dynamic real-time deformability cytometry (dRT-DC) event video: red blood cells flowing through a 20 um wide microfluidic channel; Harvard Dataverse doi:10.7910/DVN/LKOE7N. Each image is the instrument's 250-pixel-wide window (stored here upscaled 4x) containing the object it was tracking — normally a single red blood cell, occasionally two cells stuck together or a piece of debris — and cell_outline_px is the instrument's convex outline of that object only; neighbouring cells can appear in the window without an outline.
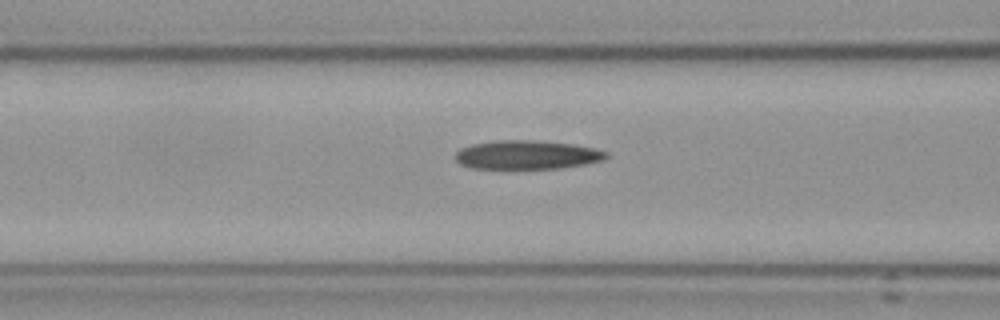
{"species": "Egyptian fruit bat (a non-hibernating species)", "species_latin": "Rousettus aegyptiacus", "temperature_condition": "cold", "stored_images_in_passage": 4, "camera_frame_rate_fps": 3000, "um_per_image_px": 0.085, "frame": {"image": 1, "passage_image": 4, "time_ms": 3.667, "image_size_px": [1000, 320], "cell_outline_px": [[608, 156], [604, 160], [584, 164], [560, 168], [472, 168], [460, 164], [456, 160], [456, 152], [460, 148], [472, 144], [496, 140], [528, 140], [572, 144], [596, 148], [608, 152]], "centroid_in_image_um": [44.8, 13.15], "position_along_channel_um": 121.8, "area_um2": 25.2}}